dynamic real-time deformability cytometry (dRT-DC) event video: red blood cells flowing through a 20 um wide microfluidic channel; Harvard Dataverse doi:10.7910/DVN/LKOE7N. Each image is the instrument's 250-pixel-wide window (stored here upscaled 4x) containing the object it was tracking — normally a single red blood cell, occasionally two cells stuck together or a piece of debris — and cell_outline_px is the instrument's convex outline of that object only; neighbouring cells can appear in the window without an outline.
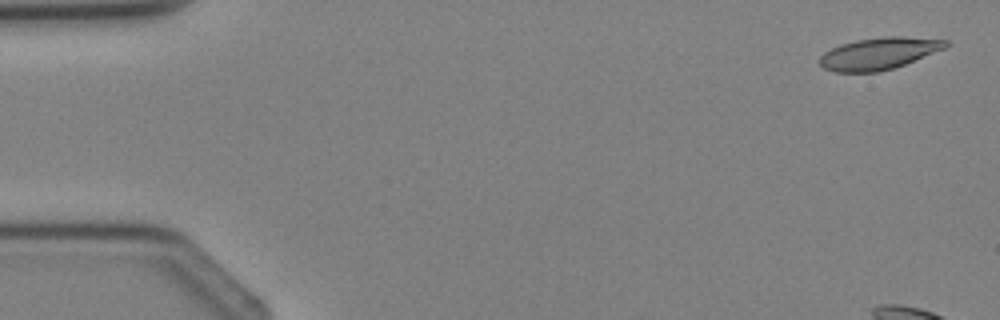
{"species": "Egyptian fruit bat (a non-hibernating species)", "species_latin": "Rousettus aegyptiacus", "temperature_condition": "cold", "stored_images_in_passage": 4, "segment_of_instrument_passage": [2, 2], "camera_frame_rate_fps": 3000, "um_per_image_px": 0.085, "animal": {"sex": "female"}, "frame": {"image": 1, "passage_image": 4, "time_ms": 3.667, "image_size_px": [1000, 320], "cell_outline_px": [[952, 44], [948, 48], [904, 64], [892, 68], [876, 72], [836, 72], [824, 68], [820, 64], [820, 56], [824, 52], [840, 44], [856, 40], [888, 36], [904, 36], [948, 40]], "centroid_in_image_um": [74.76, 4.53], "position_along_channel_um": 10.2, "area_um2": 23.52}}